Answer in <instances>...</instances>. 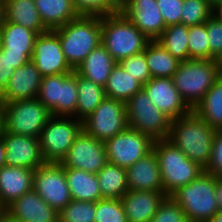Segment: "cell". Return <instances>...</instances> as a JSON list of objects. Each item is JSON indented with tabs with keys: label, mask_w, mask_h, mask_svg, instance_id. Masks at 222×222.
<instances>
[{
	"label": "cell",
	"mask_w": 222,
	"mask_h": 222,
	"mask_svg": "<svg viewBox=\"0 0 222 222\" xmlns=\"http://www.w3.org/2000/svg\"><path fill=\"white\" fill-rule=\"evenodd\" d=\"M216 130L194 111L171 120L167 140L181 150L189 160L206 168L211 159L212 143Z\"/></svg>",
	"instance_id": "6da1fadb"
},
{
	"label": "cell",
	"mask_w": 222,
	"mask_h": 222,
	"mask_svg": "<svg viewBox=\"0 0 222 222\" xmlns=\"http://www.w3.org/2000/svg\"><path fill=\"white\" fill-rule=\"evenodd\" d=\"M69 66L76 70L85 58L101 44V16L80 15L54 30Z\"/></svg>",
	"instance_id": "7a4b0ae2"
},
{
	"label": "cell",
	"mask_w": 222,
	"mask_h": 222,
	"mask_svg": "<svg viewBox=\"0 0 222 222\" xmlns=\"http://www.w3.org/2000/svg\"><path fill=\"white\" fill-rule=\"evenodd\" d=\"M150 41L121 11L101 16V44L117 63L143 52Z\"/></svg>",
	"instance_id": "3957f363"
},
{
	"label": "cell",
	"mask_w": 222,
	"mask_h": 222,
	"mask_svg": "<svg viewBox=\"0 0 222 222\" xmlns=\"http://www.w3.org/2000/svg\"><path fill=\"white\" fill-rule=\"evenodd\" d=\"M221 74L218 60L189 59L179 63L172 80L179 94L193 109Z\"/></svg>",
	"instance_id": "277c9868"
},
{
	"label": "cell",
	"mask_w": 222,
	"mask_h": 222,
	"mask_svg": "<svg viewBox=\"0 0 222 222\" xmlns=\"http://www.w3.org/2000/svg\"><path fill=\"white\" fill-rule=\"evenodd\" d=\"M153 150L159 161L163 189L167 196L205 172V168L189 160L167 139L155 140Z\"/></svg>",
	"instance_id": "5b68a950"
},
{
	"label": "cell",
	"mask_w": 222,
	"mask_h": 222,
	"mask_svg": "<svg viewBox=\"0 0 222 222\" xmlns=\"http://www.w3.org/2000/svg\"><path fill=\"white\" fill-rule=\"evenodd\" d=\"M215 191L216 177L203 172L171 197L185 212L188 222H206L218 212Z\"/></svg>",
	"instance_id": "8992f818"
},
{
	"label": "cell",
	"mask_w": 222,
	"mask_h": 222,
	"mask_svg": "<svg viewBox=\"0 0 222 222\" xmlns=\"http://www.w3.org/2000/svg\"><path fill=\"white\" fill-rule=\"evenodd\" d=\"M5 131L17 135L39 138L51 111L37 98L1 102Z\"/></svg>",
	"instance_id": "52a82bcc"
},
{
	"label": "cell",
	"mask_w": 222,
	"mask_h": 222,
	"mask_svg": "<svg viewBox=\"0 0 222 222\" xmlns=\"http://www.w3.org/2000/svg\"><path fill=\"white\" fill-rule=\"evenodd\" d=\"M81 131V120L71 116L52 115L39 136L45 162L61 163Z\"/></svg>",
	"instance_id": "ba28073f"
},
{
	"label": "cell",
	"mask_w": 222,
	"mask_h": 222,
	"mask_svg": "<svg viewBox=\"0 0 222 222\" xmlns=\"http://www.w3.org/2000/svg\"><path fill=\"white\" fill-rule=\"evenodd\" d=\"M125 105L129 128L147 134L154 141L168 138L171 119L153 104L144 89L132 96Z\"/></svg>",
	"instance_id": "9c48e42d"
},
{
	"label": "cell",
	"mask_w": 222,
	"mask_h": 222,
	"mask_svg": "<svg viewBox=\"0 0 222 222\" xmlns=\"http://www.w3.org/2000/svg\"><path fill=\"white\" fill-rule=\"evenodd\" d=\"M127 128L125 102L108 97L82 121V130L104 143Z\"/></svg>",
	"instance_id": "30bf717a"
},
{
	"label": "cell",
	"mask_w": 222,
	"mask_h": 222,
	"mask_svg": "<svg viewBox=\"0 0 222 222\" xmlns=\"http://www.w3.org/2000/svg\"><path fill=\"white\" fill-rule=\"evenodd\" d=\"M154 140L147 134L127 128L105 142L109 163L128 169L153 150Z\"/></svg>",
	"instance_id": "8fae6325"
},
{
	"label": "cell",
	"mask_w": 222,
	"mask_h": 222,
	"mask_svg": "<svg viewBox=\"0 0 222 222\" xmlns=\"http://www.w3.org/2000/svg\"><path fill=\"white\" fill-rule=\"evenodd\" d=\"M33 190L57 212L72 200L64 167L60 163H45L34 170Z\"/></svg>",
	"instance_id": "7c38bea8"
},
{
	"label": "cell",
	"mask_w": 222,
	"mask_h": 222,
	"mask_svg": "<svg viewBox=\"0 0 222 222\" xmlns=\"http://www.w3.org/2000/svg\"><path fill=\"white\" fill-rule=\"evenodd\" d=\"M107 163L105 143L82 130L60 164L97 174Z\"/></svg>",
	"instance_id": "4fadbf2b"
},
{
	"label": "cell",
	"mask_w": 222,
	"mask_h": 222,
	"mask_svg": "<svg viewBox=\"0 0 222 222\" xmlns=\"http://www.w3.org/2000/svg\"><path fill=\"white\" fill-rule=\"evenodd\" d=\"M31 61L42 77L74 71L65 59L59 36L54 30H47L37 36Z\"/></svg>",
	"instance_id": "5bb4252c"
},
{
	"label": "cell",
	"mask_w": 222,
	"mask_h": 222,
	"mask_svg": "<svg viewBox=\"0 0 222 222\" xmlns=\"http://www.w3.org/2000/svg\"><path fill=\"white\" fill-rule=\"evenodd\" d=\"M2 139L5 143L6 166L36 170L46 163L41 153L39 138L4 130Z\"/></svg>",
	"instance_id": "9a60e30c"
},
{
	"label": "cell",
	"mask_w": 222,
	"mask_h": 222,
	"mask_svg": "<svg viewBox=\"0 0 222 222\" xmlns=\"http://www.w3.org/2000/svg\"><path fill=\"white\" fill-rule=\"evenodd\" d=\"M120 11L151 41L166 28L156 0H121Z\"/></svg>",
	"instance_id": "2e32d148"
},
{
	"label": "cell",
	"mask_w": 222,
	"mask_h": 222,
	"mask_svg": "<svg viewBox=\"0 0 222 222\" xmlns=\"http://www.w3.org/2000/svg\"><path fill=\"white\" fill-rule=\"evenodd\" d=\"M143 89L153 104L171 120L190 114L193 109L179 94L172 78H151Z\"/></svg>",
	"instance_id": "e0dca14e"
},
{
	"label": "cell",
	"mask_w": 222,
	"mask_h": 222,
	"mask_svg": "<svg viewBox=\"0 0 222 222\" xmlns=\"http://www.w3.org/2000/svg\"><path fill=\"white\" fill-rule=\"evenodd\" d=\"M6 214L20 222H58V212L33 189L8 205Z\"/></svg>",
	"instance_id": "ac0fdd59"
},
{
	"label": "cell",
	"mask_w": 222,
	"mask_h": 222,
	"mask_svg": "<svg viewBox=\"0 0 222 222\" xmlns=\"http://www.w3.org/2000/svg\"><path fill=\"white\" fill-rule=\"evenodd\" d=\"M41 80L40 71L30 60L14 70L6 89L0 94V102H13L37 97Z\"/></svg>",
	"instance_id": "d6986e66"
},
{
	"label": "cell",
	"mask_w": 222,
	"mask_h": 222,
	"mask_svg": "<svg viewBox=\"0 0 222 222\" xmlns=\"http://www.w3.org/2000/svg\"><path fill=\"white\" fill-rule=\"evenodd\" d=\"M129 190L164 192L159 161L154 150L127 169Z\"/></svg>",
	"instance_id": "ffe728a7"
},
{
	"label": "cell",
	"mask_w": 222,
	"mask_h": 222,
	"mask_svg": "<svg viewBox=\"0 0 222 222\" xmlns=\"http://www.w3.org/2000/svg\"><path fill=\"white\" fill-rule=\"evenodd\" d=\"M166 197L162 192L128 190L120 199L127 222H151Z\"/></svg>",
	"instance_id": "44dd1931"
},
{
	"label": "cell",
	"mask_w": 222,
	"mask_h": 222,
	"mask_svg": "<svg viewBox=\"0 0 222 222\" xmlns=\"http://www.w3.org/2000/svg\"><path fill=\"white\" fill-rule=\"evenodd\" d=\"M34 170L21 167L0 168V201L7 207L33 189Z\"/></svg>",
	"instance_id": "7402d4cb"
},
{
	"label": "cell",
	"mask_w": 222,
	"mask_h": 222,
	"mask_svg": "<svg viewBox=\"0 0 222 222\" xmlns=\"http://www.w3.org/2000/svg\"><path fill=\"white\" fill-rule=\"evenodd\" d=\"M37 36L30 29L3 19L0 26V49L4 53L26 54L31 59Z\"/></svg>",
	"instance_id": "603a6c76"
},
{
	"label": "cell",
	"mask_w": 222,
	"mask_h": 222,
	"mask_svg": "<svg viewBox=\"0 0 222 222\" xmlns=\"http://www.w3.org/2000/svg\"><path fill=\"white\" fill-rule=\"evenodd\" d=\"M116 61L111 54L99 44L75 70L82 77L105 87Z\"/></svg>",
	"instance_id": "cb8c5ba5"
},
{
	"label": "cell",
	"mask_w": 222,
	"mask_h": 222,
	"mask_svg": "<svg viewBox=\"0 0 222 222\" xmlns=\"http://www.w3.org/2000/svg\"><path fill=\"white\" fill-rule=\"evenodd\" d=\"M4 20L37 33L46 32L34 0H3Z\"/></svg>",
	"instance_id": "d4e9b609"
},
{
	"label": "cell",
	"mask_w": 222,
	"mask_h": 222,
	"mask_svg": "<svg viewBox=\"0 0 222 222\" xmlns=\"http://www.w3.org/2000/svg\"><path fill=\"white\" fill-rule=\"evenodd\" d=\"M42 23L47 30H55L80 15L72 0H34Z\"/></svg>",
	"instance_id": "484cf974"
},
{
	"label": "cell",
	"mask_w": 222,
	"mask_h": 222,
	"mask_svg": "<svg viewBox=\"0 0 222 222\" xmlns=\"http://www.w3.org/2000/svg\"><path fill=\"white\" fill-rule=\"evenodd\" d=\"M70 195L73 200L97 202L103 199L97 174L64 167Z\"/></svg>",
	"instance_id": "4316f807"
},
{
	"label": "cell",
	"mask_w": 222,
	"mask_h": 222,
	"mask_svg": "<svg viewBox=\"0 0 222 222\" xmlns=\"http://www.w3.org/2000/svg\"><path fill=\"white\" fill-rule=\"evenodd\" d=\"M193 111L216 131H222V74Z\"/></svg>",
	"instance_id": "83f0119b"
},
{
	"label": "cell",
	"mask_w": 222,
	"mask_h": 222,
	"mask_svg": "<svg viewBox=\"0 0 222 222\" xmlns=\"http://www.w3.org/2000/svg\"><path fill=\"white\" fill-rule=\"evenodd\" d=\"M145 58L152 78H172L180 63L156 40L146 45Z\"/></svg>",
	"instance_id": "f1b7e54d"
},
{
	"label": "cell",
	"mask_w": 222,
	"mask_h": 222,
	"mask_svg": "<svg viewBox=\"0 0 222 222\" xmlns=\"http://www.w3.org/2000/svg\"><path fill=\"white\" fill-rule=\"evenodd\" d=\"M106 97L127 102L143 89V85L128 74L119 63L113 67L104 87Z\"/></svg>",
	"instance_id": "f546056e"
},
{
	"label": "cell",
	"mask_w": 222,
	"mask_h": 222,
	"mask_svg": "<svg viewBox=\"0 0 222 222\" xmlns=\"http://www.w3.org/2000/svg\"><path fill=\"white\" fill-rule=\"evenodd\" d=\"M102 198L121 199L127 192V169L107 163L98 173Z\"/></svg>",
	"instance_id": "4dcf8cb0"
},
{
	"label": "cell",
	"mask_w": 222,
	"mask_h": 222,
	"mask_svg": "<svg viewBox=\"0 0 222 222\" xmlns=\"http://www.w3.org/2000/svg\"><path fill=\"white\" fill-rule=\"evenodd\" d=\"M78 102L76 119L83 121L88 117L101 101L106 97L105 89L77 73Z\"/></svg>",
	"instance_id": "1f68e13d"
},
{
	"label": "cell",
	"mask_w": 222,
	"mask_h": 222,
	"mask_svg": "<svg viewBox=\"0 0 222 222\" xmlns=\"http://www.w3.org/2000/svg\"><path fill=\"white\" fill-rule=\"evenodd\" d=\"M156 41L178 61L189 60L188 26L184 24L167 26Z\"/></svg>",
	"instance_id": "d6a6232c"
},
{
	"label": "cell",
	"mask_w": 222,
	"mask_h": 222,
	"mask_svg": "<svg viewBox=\"0 0 222 222\" xmlns=\"http://www.w3.org/2000/svg\"><path fill=\"white\" fill-rule=\"evenodd\" d=\"M77 94V72L60 74L59 116L76 118Z\"/></svg>",
	"instance_id": "836d02e7"
},
{
	"label": "cell",
	"mask_w": 222,
	"mask_h": 222,
	"mask_svg": "<svg viewBox=\"0 0 222 222\" xmlns=\"http://www.w3.org/2000/svg\"><path fill=\"white\" fill-rule=\"evenodd\" d=\"M96 202L71 200L58 212V222H94Z\"/></svg>",
	"instance_id": "e575fe53"
},
{
	"label": "cell",
	"mask_w": 222,
	"mask_h": 222,
	"mask_svg": "<svg viewBox=\"0 0 222 222\" xmlns=\"http://www.w3.org/2000/svg\"><path fill=\"white\" fill-rule=\"evenodd\" d=\"M213 9L207 0H183L181 24L186 26L203 24L213 15Z\"/></svg>",
	"instance_id": "d590c367"
},
{
	"label": "cell",
	"mask_w": 222,
	"mask_h": 222,
	"mask_svg": "<svg viewBox=\"0 0 222 222\" xmlns=\"http://www.w3.org/2000/svg\"><path fill=\"white\" fill-rule=\"evenodd\" d=\"M189 59H210L206 22L188 26Z\"/></svg>",
	"instance_id": "8d00e7d4"
},
{
	"label": "cell",
	"mask_w": 222,
	"mask_h": 222,
	"mask_svg": "<svg viewBox=\"0 0 222 222\" xmlns=\"http://www.w3.org/2000/svg\"><path fill=\"white\" fill-rule=\"evenodd\" d=\"M60 74L42 77L37 98L51 111L59 116Z\"/></svg>",
	"instance_id": "74e56055"
},
{
	"label": "cell",
	"mask_w": 222,
	"mask_h": 222,
	"mask_svg": "<svg viewBox=\"0 0 222 222\" xmlns=\"http://www.w3.org/2000/svg\"><path fill=\"white\" fill-rule=\"evenodd\" d=\"M79 15L105 16L119 12L121 0H72Z\"/></svg>",
	"instance_id": "f35d334b"
},
{
	"label": "cell",
	"mask_w": 222,
	"mask_h": 222,
	"mask_svg": "<svg viewBox=\"0 0 222 222\" xmlns=\"http://www.w3.org/2000/svg\"><path fill=\"white\" fill-rule=\"evenodd\" d=\"M94 222H127L121 200L110 198L98 200Z\"/></svg>",
	"instance_id": "ab89813d"
},
{
	"label": "cell",
	"mask_w": 222,
	"mask_h": 222,
	"mask_svg": "<svg viewBox=\"0 0 222 222\" xmlns=\"http://www.w3.org/2000/svg\"><path fill=\"white\" fill-rule=\"evenodd\" d=\"M119 64L142 85L146 84L152 78L145 58V50L121 60Z\"/></svg>",
	"instance_id": "60d3db41"
},
{
	"label": "cell",
	"mask_w": 222,
	"mask_h": 222,
	"mask_svg": "<svg viewBox=\"0 0 222 222\" xmlns=\"http://www.w3.org/2000/svg\"><path fill=\"white\" fill-rule=\"evenodd\" d=\"M151 222H188L185 212L171 197L167 196L160 204Z\"/></svg>",
	"instance_id": "b9f144b4"
},
{
	"label": "cell",
	"mask_w": 222,
	"mask_h": 222,
	"mask_svg": "<svg viewBox=\"0 0 222 222\" xmlns=\"http://www.w3.org/2000/svg\"><path fill=\"white\" fill-rule=\"evenodd\" d=\"M210 60H222V21L212 15L206 21Z\"/></svg>",
	"instance_id": "7bdbcfd3"
},
{
	"label": "cell",
	"mask_w": 222,
	"mask_h": 222,
	"mask_svg": "<svg viewBox=\"0 0 222 222\" xmlns=\"http://www.w3.org/2000/svg\"><path fill=\"white\" fill-rule=\"evenodd\" d=\"M156 1L166 27L170 25L181 24L183 0H156Z\"/></svg>",
	"instance_id": "ee69618b"
},
{
	"label": "cell",
	"mask_w": 222,
	"mask_h": 222,
	"mask_svg": "<svg viewBox=\"0 0 222 222\" xmlns=\"http://www.w3.org/2000/svg\"><path fill=\"white\" fill-rule=\"evenodd\" d=\"M205 172L222 178V131H216L212 143L211 159Z\"/></svg>",
	"instance_id": "f6af8a7d"
},
{
	"label": "cell",
	"mask_w": 222,
	"mask_h": 222,
	"mask_svg": "<svg viewBox=\"0 0 222 222\" xmlns=\"http://www.w3.org/2000/svg\"><path fill=\"white\" fill-rule=\"evenodd\" d=\"M15 68L7 53L0 49V94L6 89Z\"/></svg>",
	"instance_id": "bcb514c9"
},
{
	"label": "cell",
	"mask_w": 222,
	"mask_h": 222,
	"mask_svg": "<svg viewBox=\"0 0 222 222\" xmlns=\"http://www.w3.org/2000/svg\"><path fill=\"white\" fill-rule=\"evenodd\" d=\"M7 55L15 69L23 66L31 60L26 54L7 53Z\"/></svg>",
	"instance_id": "7dc6e473"
},
{
	"label": "cell",
	"mask_w": 222,
	"mask_h": 222,
	"mask_svg": "<svg viewBox=\"0 0 222 222\" xmlns=\"http://www.w3.org/2000/svg\"><path fill=\"white\" fill-rule=\"evenodd\" d=\"M215 197L217 201L218 211H222V178H216Z\"/></svg>",
	"instance_id": "c3c4849f"
},
{
	"label": "cell",
	"mask_w": 222,
	"mask_h": 222,
	"mask_svg": "<svg viewBox=\"0 0 222 222\" xmlns=\"http://www.w3.org/2000/svg\"><path fill=\"white\" fill-rule=\"evenodd\" d=\"M6 166L5 162V143L3 139H0V168Z\"/></svg>",
	"instance_id": "681fc988"
},
{
	"label": "cell",
	"mask_w": 222,
	"mask_h": 222,
	"mask_svg": "<svg viewBox=\"0 0 222 222\" xmlns=\"http://www.w3.org/2000/svg\"><path fill=\"white\" fill-rule=\"evenodd\" d=\"M4 130H5L4 112H3V108H2V103L0 102V139H2Z\"/></svg>",
	"instance_id": "f907efd6"
},
{
	"label": "cell",
	"mask_w": 222,
	"mask_h": 222,
	"mask_svg": "<svg viewBox=\"0 0 222 222\" xmlns=\"http://www.w3.org/2000/svg\"><path fill=\"white\" fill-rule=\"evenodd\" d=\"M213 15L222 21V1L218 3L213 9Z\"/></svg>",
	"instance_id": "816d5d0a"
},
{
	"label": "cell",
	"mask_w": 222,
	"mask_h": 222,
	"mask_svg": "<svg viewBox=\"0 0 222 222\" xmlns=\"http://www.w3.org/2000/svg\"><path fill=\"white\" fill-rule=\"evenodd\" d=\"M206 222H222V211H218L211 219Z\"/></svg>",
	"instance_id": "f5cc1de1"
},
{
	"label": "cell",
	"mask_w": 222,
	"mask_h": 222,
	"mask_svg": "<svg viewBox=\"0 0 222 222\" xmlns=\"http://www.w3.org/2000/svg\"><path fill=\"white\" fill-rule=\"evenodd\" d=\"M0 222H20L17 220L12 219L8 214H5L1 219Z\"/></svg>",
	"instance_id": "db71d44e"
},
{
	"label": "cell",
	"mask_w": 222,
	"mask_h": 222,
	"mask_svg": "<svg viewBox=\"0 0 222 222\" xmlns=\"http://www.w3.org/2000/svg\"><path fill=\"white\" fill-rule=\"evenodd\" d=\"M3 19H4L3 0H0V26L2 25Z\"/></svg>",
	"instance_id": "11a10c76"
},
{
	"label": "cell",
	"mask_w": 222,
	"mask_h": 222,
	"mask_svg": "<svg viewBox=\"0 0 222 222\" xmlns=\"http://www.w3.org/2000/svg\"><path fill=\"white\" fill-rule=\"evenodd\" d=\"M6 214V207L0 201V219Z\"/></svg>",
	"instance_id": "9f6ffc18"
},
{
	"label": "cell",
	"mask_w": 222,
	"mask_h": 222,
	"mask_svg": "<svg viewBox=\"0 0 222 222\" xmlns=\"http://www.w3.org/2000/svg\"><path fill=\"white\" fill-rule=\"evenodd\" d=\"M213 7H215L218 3H220L222 0H207Z\"/></svg>",
	"instance_id": "6f0895ef"
},
{
	"label": "cell",
	"mask_w": 222,
	"mask_h": 222,
	"mask_svg": "<svg viewBox=\"0 0 222 222\" xmlns=\"http://www.w3.org/2000/svg\"><path fill=\"white\" fill-rule=\"evenodd\" d=\"M220 66H221V72H222V60L220 61Z\"/></svg>",
	"instance_id": "680465c9"
}]
</instances>
